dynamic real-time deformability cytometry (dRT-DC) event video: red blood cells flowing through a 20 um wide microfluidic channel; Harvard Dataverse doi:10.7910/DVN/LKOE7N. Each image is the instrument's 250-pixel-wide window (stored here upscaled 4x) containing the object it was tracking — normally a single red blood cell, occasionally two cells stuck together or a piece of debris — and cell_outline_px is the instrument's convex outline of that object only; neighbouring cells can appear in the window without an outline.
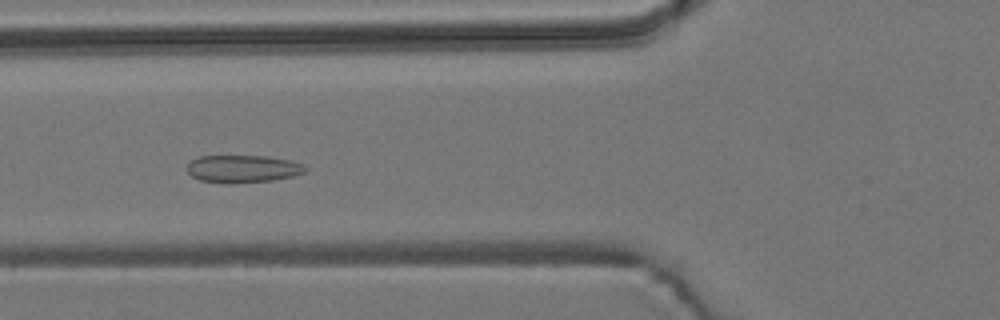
{"species": "common noctule bat (a hibernating species)", "species_latin": "Nyctalus noctula", "temperature_condition": "room temperature", "stored_images_in_passage": 7, "camera_frame_rate_fps": 3000, "um_per_image_px": 0.085, "animal": {"sex": "male", "body_mass_g": 19.2, "forearm_length_mm": 51.8}, "frame": {"image": 1, "passage_image": 5, "time_ms": 5.333, "image_size_px": [1000, 320], "cell_outline_px": [[308, 168], [304, 172], [292, 176], [272, 180], [236, 184], [232, 184], [200, 180], [192, 176], [188, 172], [188, 164], [192, 160], [200, 156], [268, 156], [292, 160]], "centroid_in_image_um": [20.64, 14.35], "position_along_channel_um": 105.2, "area_um2": 18.96}}
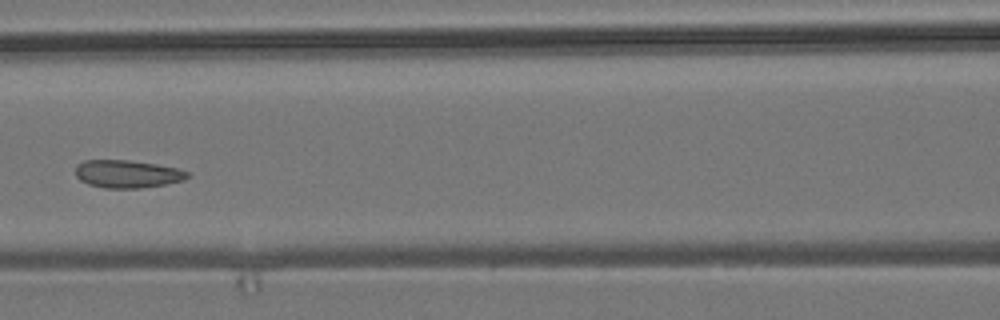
{"frame": {"image": 2, "passage_image": 6, "time_ms": 6.667, "image_size_px": [1000, 320], "cell_outline_px": [[192, 176], [184, 180], [164, 184], [140, 188], [104, 188], [88, 184], [80, 180], [76, 176], [76, 164], [84, 160], [128, 160], [156, 164], [176, 168], [188, 172]], "centroid_in_image_um": [10.81, 14.78], "position_along_channel_um": 155.8, "area_um2": 18.15}}
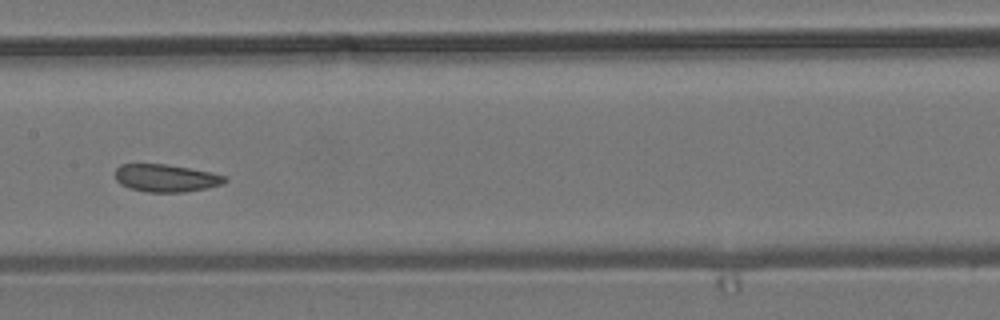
{"frame": {"image": 3, "passage_image": 7, "time_ms": 7.667, "image_size_px": [1000, 320], "cell_outline_px": [[228, 180], [224, 184], [184, 192], [148, 192], [128, 188], [120, 184], [116, 180], [116, 168], [120, 164], [164, 164], [212, 172], [228, 176]], "centroid_in_image_um": [14.12, 15.14], "position_along_channel_um": 193.3, "area_um2": 17.69}}